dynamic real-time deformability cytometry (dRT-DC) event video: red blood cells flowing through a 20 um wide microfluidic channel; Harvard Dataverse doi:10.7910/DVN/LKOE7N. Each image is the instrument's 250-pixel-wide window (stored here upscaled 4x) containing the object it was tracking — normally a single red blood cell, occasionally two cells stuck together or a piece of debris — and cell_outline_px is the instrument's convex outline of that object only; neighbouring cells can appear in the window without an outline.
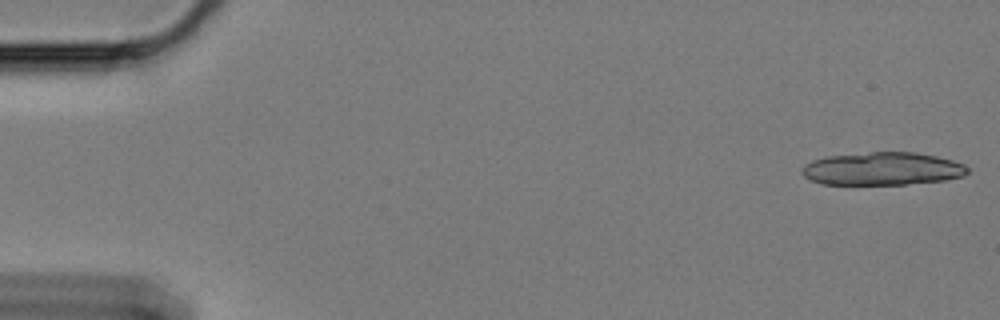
{"species": "Egyptian fruit bat (a non-hibernating species)", "species_latin": "Rousettus aegyptiacus", "temperature_condition": "cold", "stored_images_in_passage": 17, "camera_frame_rate_fps": 3000, "um_per_image_px": 0.085, "animal": {"sex": "female"}, "frame": {"image": 1, "passage_image": 1, "time_ms": 0.0, "image_size_px": [1000, 320], "cell_outline_px": [[968, 172], [964, 176], [944, 180], [904, 184], [820, 184], [804, 176], [800, 172], [800, 168], [804, 164], [812, 160], [824, 156], [872, 152], [916, 152], [936, 156], [952, 160], [964, 164], [968, 168]], "centroid_in_image_um": [74.97, 14.34], "position_along_channel_um": 10.0, "area_um2": 31.91}}